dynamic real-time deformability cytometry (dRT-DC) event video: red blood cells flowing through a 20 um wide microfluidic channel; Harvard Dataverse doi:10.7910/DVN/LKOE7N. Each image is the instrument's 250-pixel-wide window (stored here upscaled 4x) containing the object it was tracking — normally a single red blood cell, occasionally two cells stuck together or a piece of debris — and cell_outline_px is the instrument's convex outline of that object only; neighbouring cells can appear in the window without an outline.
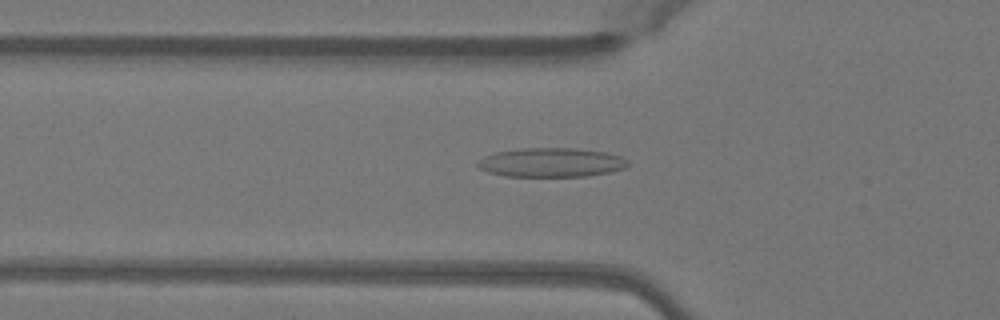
{"species": "Egyptian fruit bat (a non-hibernating species)", "species_latin": "Rousettus aegyptiacus", "temperature_condition": "warm", "stored_images_in_passage": 35, "camera_frame_rate_fps": 3000, "um_per_image_px": 0.085, "animal": {"sex": "female"}, "frame": {"image": 1, "passage_image": 9, "time_ms": 2.667, "image_size_px": [1000, 320], "cell_outline_px": [[628, 164], [624, 168], [612, 172], [588, 176], [504, 176], [488, 172], [480, 168], [476, 164], [484, 156], [496, 152], [520, 148], [576, 148], [608, 152], [620, 156], [628, 160]], "centroid_in_image_um": [46.88, 13.8], "position_along_channel_um": 78.9, "area_um2": 25.61}}
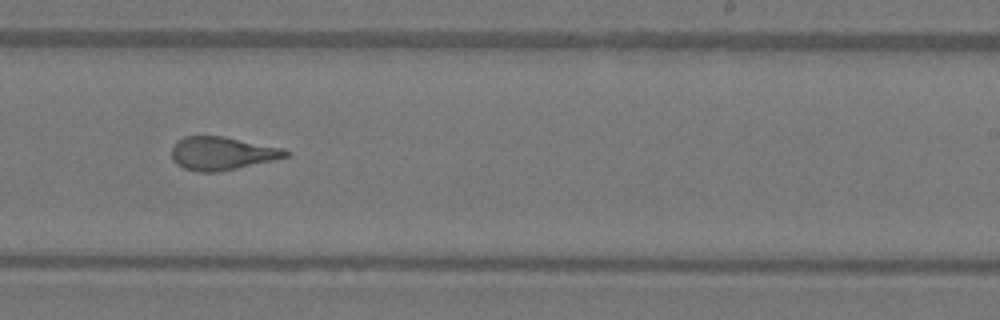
{"frame": {"image": 2, "passage_image": 23, "time_ms": 7.333, "image_size_px": [1000, 320], "cell_outline_px": [[292, 152], [288, 156], [272, 160], [220, 172], [200, 172], [184, 168], [176, 164], [172, 160], [172, 148], [176, 140], [184, 136], [224, 136], [284, 148]], "centroid_in_image_um": [18.86, 13.03], "position_along_channel_um": 270.1, "area_um2": 22.2}}
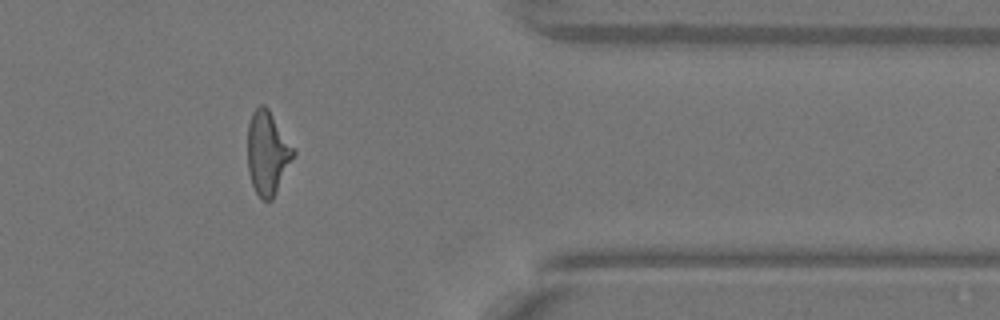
{"frame": {"image": 3, "passage_image": 33, "time_ms": 10.667, "image_size_px": [1000, 320], "cell_outline_px": [[296, 152], [272, 200], [260, 200], [252, 184], [248, 172], [248, 124], [252, 112], [260, 104], [264, 104], [268, 108], [296, 148]], "centroid_in_image_um": [22.75, 12.98], "position_along_channel_um": 388.7, "area_um2": 22.48}, "authors_computed_cell_mechanics": {"area_um2": 22.542, "velocity_mm_per_s": 4.086, "shape_relaxation_time_tau1_ms": null, "shape_relaxation_time_tau2_ms": 1.6676, "deformation_change_tau1": null, "deformation_change_tau2": 0.1123}}